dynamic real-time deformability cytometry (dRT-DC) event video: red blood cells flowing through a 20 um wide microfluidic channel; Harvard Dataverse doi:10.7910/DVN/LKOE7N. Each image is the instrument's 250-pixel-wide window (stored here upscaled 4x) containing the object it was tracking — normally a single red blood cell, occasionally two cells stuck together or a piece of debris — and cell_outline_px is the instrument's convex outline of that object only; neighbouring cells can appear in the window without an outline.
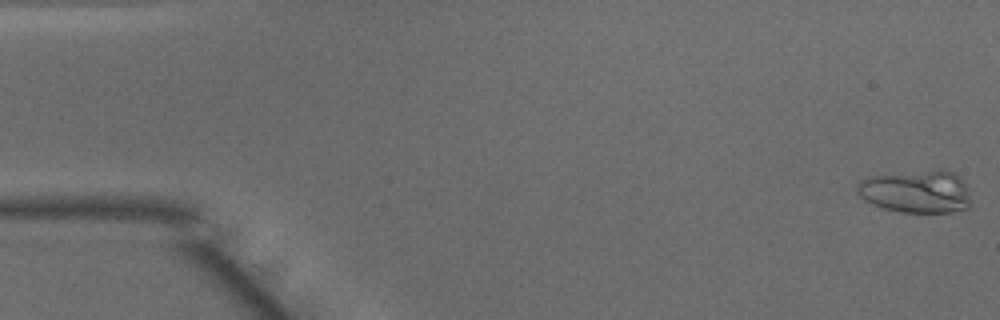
{"species": "common noctule bat (a hibernating species)", "species_latin": "Nyctalus noctula", "temperature_condition": "warm", "stored_images_in_passage": 51, "camera_frame_rate_fps": 3000, "um_per_image_px": 0.085, "animal": {"sex": "male", "body_mass_g": 15.6}, "frame": {"image": 1, "passage_image": 1, "time_ms": 0.0, "image_size_px": [1000, 320], "cell_outline_px": [[972, 208], [952, 212], [900, 212], [884, 208], [872, 204], [864, 200], [856, 192], [856, 184], [860, 180], [868, 176], [940, 168], [956, 172], [964, 184]], "centroid_in_image_um": [77.87, 16.26], "position_along_channel_um": 7.1, "area_um2": 28.84}}